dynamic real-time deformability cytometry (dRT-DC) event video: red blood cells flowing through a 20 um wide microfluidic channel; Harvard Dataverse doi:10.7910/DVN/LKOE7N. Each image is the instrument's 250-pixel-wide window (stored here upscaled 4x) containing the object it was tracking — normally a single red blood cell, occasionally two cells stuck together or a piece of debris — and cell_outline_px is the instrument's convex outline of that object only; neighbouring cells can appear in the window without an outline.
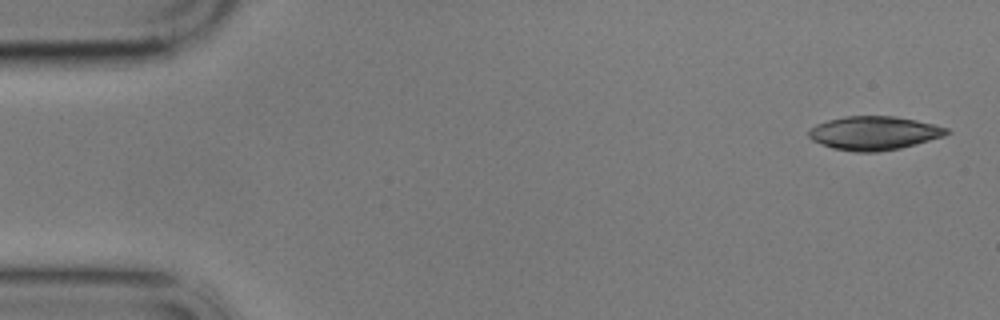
{"species": "common noctule bat (a hibernating species)", "species_latin": "Nyctalus noctula", "temperature_condition": "cold", "stored_images_in_passage": 5, "camera_frame_rate_fps": 3000, "um_per_image_px": 0.085, "animal": {"sex": "male", "body_mass_g": 17.9}, "frame": {"image": 1, "passage_image": 1, "time_ms": 0.0, "image_size_px": [1000, 320], "cell_outline_px": [[952, 132], [944, 136], [916, 144], [900, 148], [876, 152], [852, 152], [832, 148], [812, 140], [808, 136], [808, 128], [816, 124], [828, 120], [844, 116], [896, 116], [916, 120], [948, 128]], "centroid_in_image_um": [74.27, 11.31], "position_along_channel_um": 10.7, "area_um2": 27.22}}
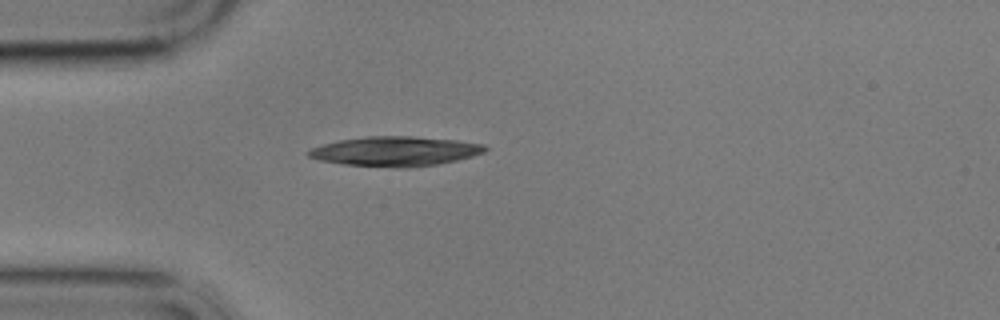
{"frame": {"image": 2, "passage_image": 5, "time_ms": 4.333, "image_size_px": [1000, 320], "cell_outline_px": [[488, 148], [484, 152], [472, 156], [456, 160], [436, 164], [408, 168], [396, 168], [344, 164], [320, 160], [308, 156], [308, 152], [312, 148], [324, 144], [340, 140], [368, 136], [412, 136], [456, 140], [484, 144]], "centroid_in_image_um": [33.62, 12.86], "position_along_channel_um": 51.4, "area_um2": 30.29}}